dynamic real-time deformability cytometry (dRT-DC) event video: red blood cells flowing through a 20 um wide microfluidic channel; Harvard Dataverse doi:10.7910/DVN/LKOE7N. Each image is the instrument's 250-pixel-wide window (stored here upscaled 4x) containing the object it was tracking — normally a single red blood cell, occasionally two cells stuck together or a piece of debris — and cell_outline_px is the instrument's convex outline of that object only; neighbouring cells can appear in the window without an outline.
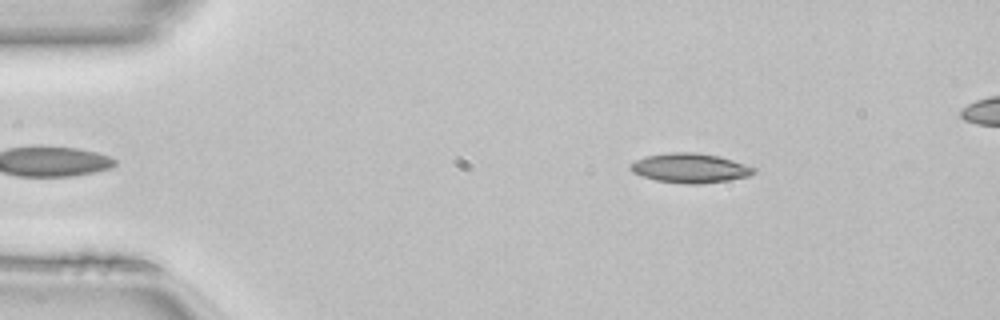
{"species": "common noctule bat (a hibernating species)", "species_latin": "Nyctalus noctula", "temperature_condition": "room temperature", "stored_images_in_passage": 43, "camera_frame_rate_fps": 3000, "um_per_image_px": 0.085, "animal": {"sex": "female", "body_mass_g": 22.7, "forearm_length_mm": 54.2}, "frame": {"image": 1, "passage_image": 2, "time_ms": 0.333, "image_size_px": [1000, 320], "cell_outline_px": [[756, 172], [748, 176], [728, 180], [700, 184], [684, 184], [656, 180], [632, 172], [628, 168], [628, 164], [644, 156], [668, 152], [696, 152], [720, 156], [756, 168]], "centroid_in_image_um": [58.62, 14.28], "position_along_channel_um": 26.4, "area_um2": 21.33}}
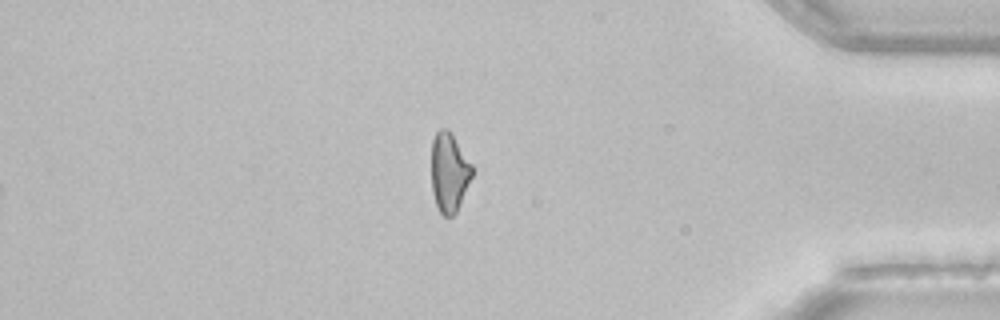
{"frame": {"image": 2, "passage_image": 36, "time_ms": 11.667, "image_size_px": [1000, 320], "cell_outline_px": [[472, 176], [456, 212], [452, 216], [444, 216], [440, 212], [436, 204], [432, 192], [432, 140], [436, 132], [440, 128], [448, 128], [472, 164]], "centroid_in_image_um": [38.17, 14.63], "position_along_channel_um": 397.0, "area_um2": 18.61}}